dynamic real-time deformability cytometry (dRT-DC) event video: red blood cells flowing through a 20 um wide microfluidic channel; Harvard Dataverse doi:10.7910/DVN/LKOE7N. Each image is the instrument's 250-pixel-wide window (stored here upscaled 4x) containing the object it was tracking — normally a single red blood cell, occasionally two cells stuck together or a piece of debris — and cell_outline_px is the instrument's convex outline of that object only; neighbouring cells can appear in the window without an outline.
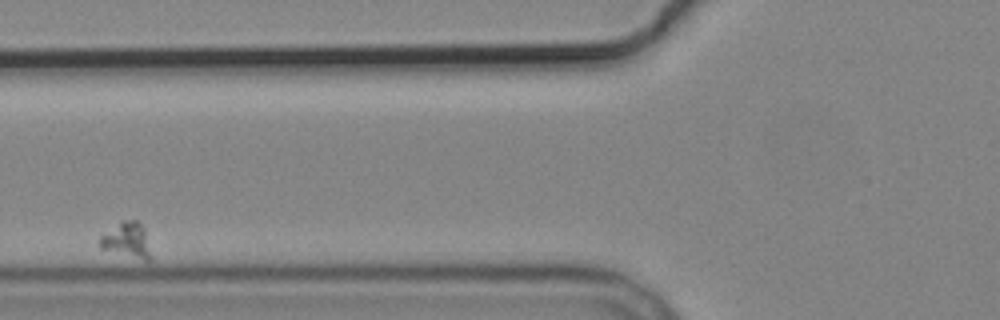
{"species": "common noctule bat (a hibernating species)", "species_latin": "Nyctalus noctula", "temperature_condition": "cold", "stored_images_in_passage": 4, "camera_frame_rate_fps": 3000, "um_per_image_px": 0.085, "animal": {"sex": "male", "body_mass_g": 19.2, "forearm_length_mm": 51.8}, "frame": {"image": 1, "passage_image": 2, "time_ms": 1.667, "image_size_px": [1000, 320], "cell_outline_px": [[152, 260], [144, 260], [100, 248], [100, 236], [120, 220], [136, 220], [144, 228], [152, 256]], "centroid_in_image_um": [10.8, 20.4], "position_along_channel_um": 115.0, "area_um2": 10.46}}